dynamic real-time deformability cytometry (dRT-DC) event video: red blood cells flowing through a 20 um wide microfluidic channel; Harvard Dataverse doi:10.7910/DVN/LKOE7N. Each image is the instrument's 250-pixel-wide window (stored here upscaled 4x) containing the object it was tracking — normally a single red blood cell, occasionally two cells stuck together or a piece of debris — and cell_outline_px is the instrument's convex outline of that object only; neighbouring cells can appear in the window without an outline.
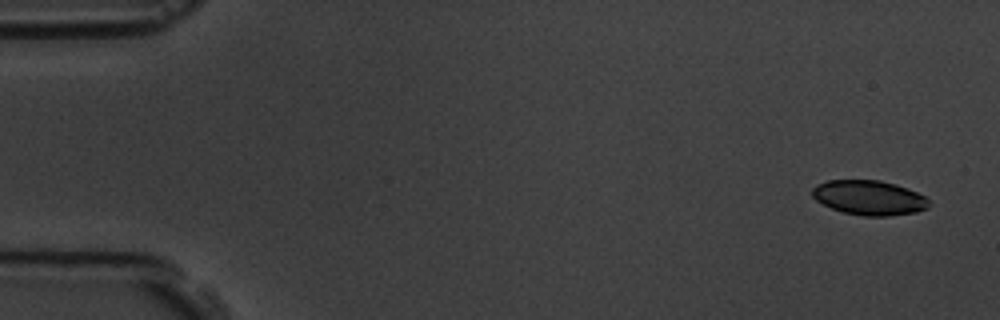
{"species": "common noctule bat (a hibernating species)", "species_latin": "Nyctalus noctula", "temperature_condition": "room temperature", "stored_images_in_passage": 5, "camera_frame_rate_fps": 3000, "um_per_image_px": 0.085, "animal": {"sex": "male", "body_mass_g": 19.5, "forearm_length_mm": 54.6}, "frame": {"image": 1, "passage_image": 1, "time_ms": 0.0, "image_size_px": [1000, 320], "cell_outline_px": [[928, 208], [916, 212], [888, 216], [864, 216], [844, 212], [832, 208], [816, 200], [812, 196], [812, 188], [816, 184], [828, 180], [880, 180], [896, 184], [908, 188], [924, 196], [928, 200]], "centroid_in_image_um": [73.87, 16.79], "position_along_channel_um": 11.1, "area_um2": 23.52}}
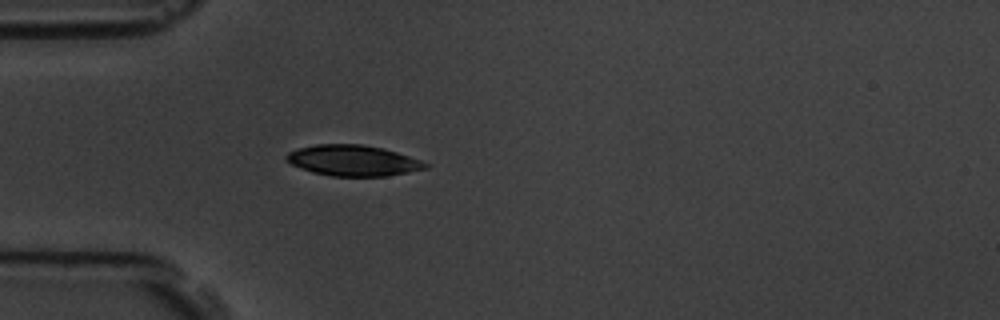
{"frame": {"image": 2, "passage_image": 5, "time_ms": 4.667, "image_size_px": [1000, 320], "cell_outline_px": [[428, 168], [408, 172], [384, 176], [332, 176], [312, 172], [300, 168], [284, 160], [284, 156], [288, 152], [300, 148], [316, 144], [360, 144], [384, 148], [420, 160], [428, 164]], "centroid_in_image_um": [29.97, 13.64], "position_along_channel_um": 55.0, "area_um2": 24.85}}